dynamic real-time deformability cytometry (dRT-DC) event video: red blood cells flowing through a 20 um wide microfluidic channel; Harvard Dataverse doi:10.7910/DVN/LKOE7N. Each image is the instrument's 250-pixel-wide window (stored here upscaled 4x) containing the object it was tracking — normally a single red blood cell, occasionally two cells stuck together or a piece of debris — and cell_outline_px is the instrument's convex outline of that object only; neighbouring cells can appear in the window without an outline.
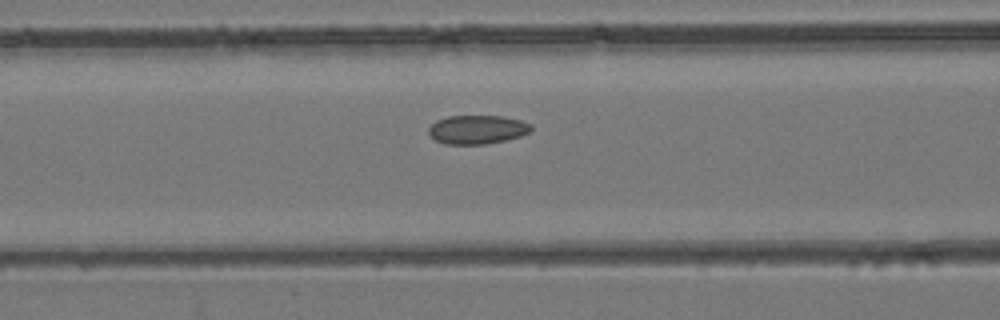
{"species": "common noctule bat (a hibernating species)", "species_latin": "Nyctalus noctula", "temperature_condition": "room temperature", "stored_images_in_passage": 41, "camera_frame_rate_fps": 3000, "um_per_image_px": 0.085, "animal": {"sex": "female", "body_mass_g": 24.6, "forearm_length_mm": 56.2}, "frame": {"image": 1, "passage_image": 14, "time_ms": 4.333, "image_size_px": [1000, 320], "cell_outline_px": [[532, 132], [520, 136], [504, 140], [484, 144], [444, 144], [428, 136], [428, 128], [436, 120], [448, 116], [500, 116], [520, 120], [532, 124]], "centroid_in_image_um": [40.55, 11.01], "position_along_channel_um": 126.1, "area_um2": 17.28}}
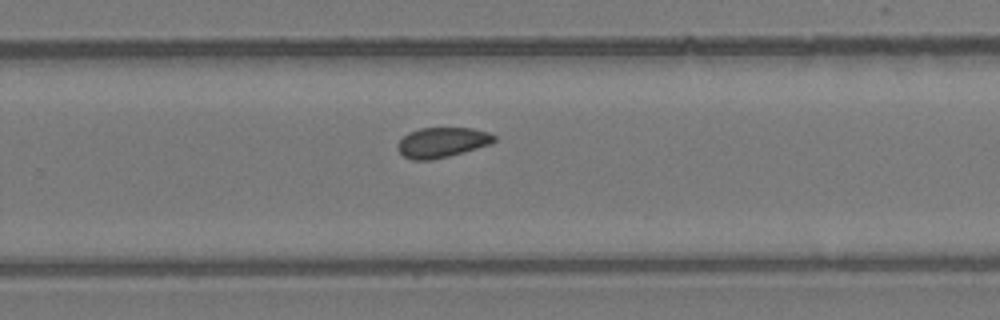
{"frame": {"image": 2, "passage_image": 25, "time_ms": 8.0, "image_size_px": [1000, 320], "cell_outline_px": [[496, 140], [492, 144], [464, 152], [432, 160], [412, 160], [404, 156], [396, 148], [396, 144], [408, 132], [420, 128], [472, 128], [488, 132], [496, 136]], "centroid_in_image_um": [37.58, 12.1], "position_along_channel_um": 292.2, "area_um2": 17.05}}
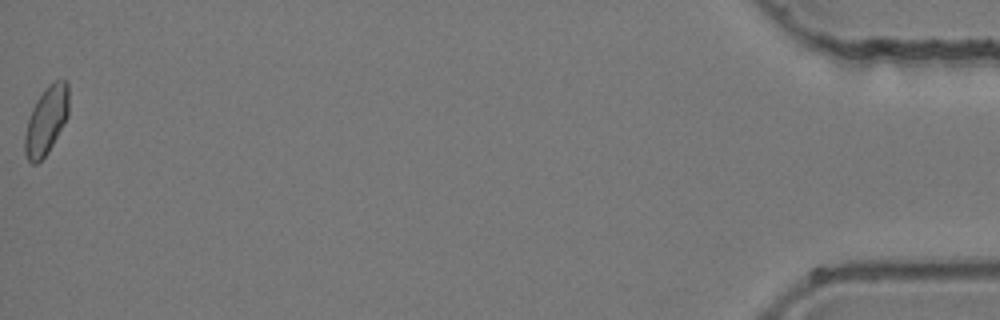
{"frame": {"image": 3, "passage_image": 41, "time_ms": 13.333, "image_size_px": [1000, 320], "cell_outline_px": [[68, 116], [48, 152], [36, 164], [32, 164], [28, 160], [24, 152], [24, 136], [28, 120], [32, 108], [36, 100], [44, 88], [48, 84], [56, 80], [64, 80], [68, 84]], "centroid_in_image_um": [3.92, 10.23], "position_along_channel_um": 431.3, "area_um2": 17.34}}